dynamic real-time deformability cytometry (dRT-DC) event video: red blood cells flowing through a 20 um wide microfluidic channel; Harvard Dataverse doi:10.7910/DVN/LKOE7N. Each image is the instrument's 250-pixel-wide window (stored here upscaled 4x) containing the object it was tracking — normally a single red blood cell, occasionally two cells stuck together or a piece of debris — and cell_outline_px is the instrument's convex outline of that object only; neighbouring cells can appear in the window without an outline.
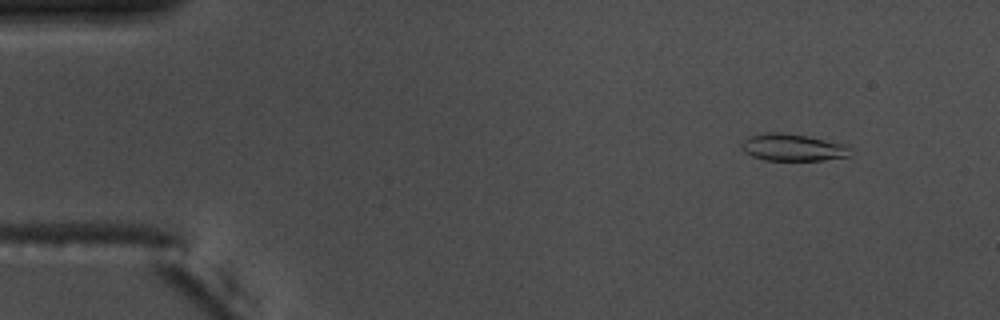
{"species": "common noctule bat (a hibernating species)", "species_latin": "Nyctalus noctula", "temperature_condition": "warm", "stored_images_in_passage": 56, "camera_frame_rate_fps": 3000, "um_per_image_px": 0.085, "animal": {"sex": "male", "body_mass_g": 17.5, "forearm_length_mm": 52.3}, "frame": {"image": 1, "passage_image": 6, "time_ms": 1.667, "image_size_px": [1000, 320], "cell_outline_px": [[848, 156], [824, 160], [764, 160], [752, 156], [744, 152], [740, 148], [740, 144], [748, 136], [764, 132], [780, 132], [808, 136], [848, 144]], "centroid_in_image_um": [67.32, 12.52], "position_along_channel_um": 17.7, "area_um2": 17.28}}
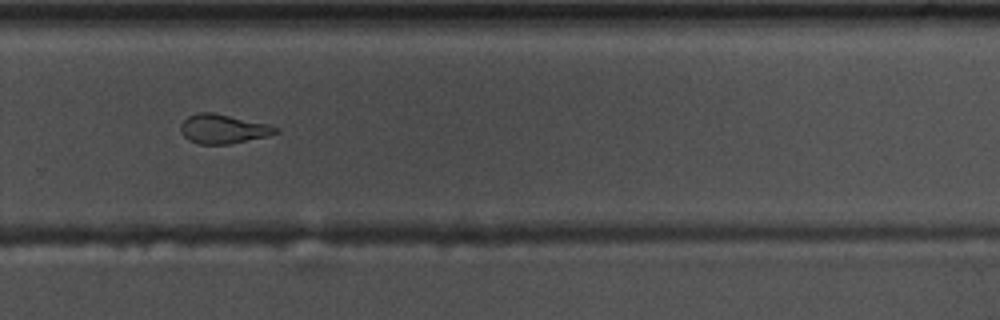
{"frame": {"image": 2, "passage_image": 38, "time_ms": 12.333, "image_size_px": [1000, 320], "cell_outline_px": [[280, 132], [268, 136], [228, 144], [200, 144], [188, 140], [180, 132], [180, 124], [188, 116], [200, 112], [212, 112], [268, 124], [280, 128]], "centroid_in_image_um": [18.97, 10.96], "position_along_channel_um": 310.8, "area_um2": 16.18}}
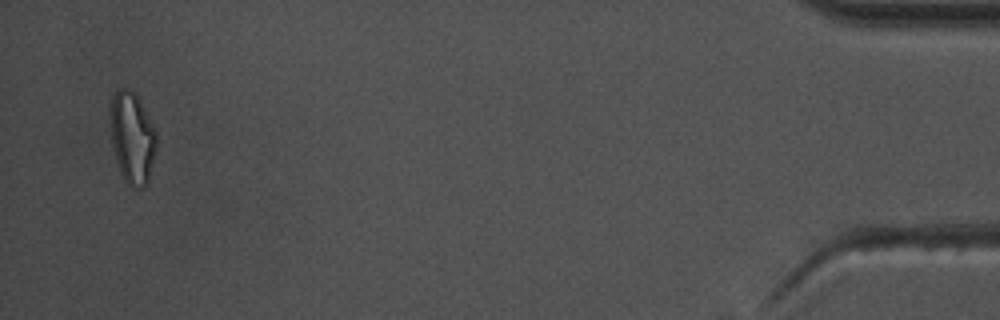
{"frame": {"image": 3, "passage_image": 54, "time_ms": 17.667, "image_size_px": [1000, 320], "cell_outline_px": [[156, 148], [148, 180], [144, 188], [132, 188], [124, 180], [116, 160], [112, 144], [112, 96], [120, 88], [128, 88], [136, 96], [156, 128]], "centroid_in_image_um": [11.27, 11.75], "position_along_channel_um": 423.9, "area_um2": 24.04}, "authors_computed_cell_mechanics": {"area_um2": 16.7042, "velocity_mm_per_s": 3.7076, "shape_relaxation_time_tau1_ms": 5.1627, "shape_relaxation_time_tau2_ms": 2.1602, "deformation_change_tau1": 0.2054, "deformation_change_tau2": 0.1139}}